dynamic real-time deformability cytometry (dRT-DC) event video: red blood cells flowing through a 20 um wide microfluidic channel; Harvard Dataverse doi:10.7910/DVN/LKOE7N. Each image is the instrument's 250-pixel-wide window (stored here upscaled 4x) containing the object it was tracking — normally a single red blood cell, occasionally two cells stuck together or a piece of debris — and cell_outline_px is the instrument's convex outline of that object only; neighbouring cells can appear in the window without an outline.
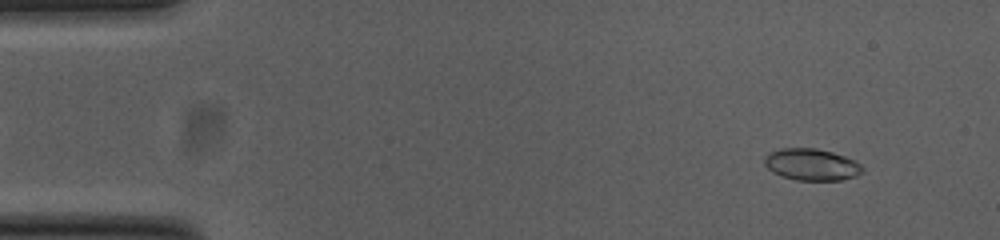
{"species": "common noctule bat (a hibernating species)", "species_latin": "Nyctalus noctula", "temperature_condition": "cold", "stored_images_in_passage": 53, "camera_frame_rate_fps": 3000, "um_per_image_px": 0.085, "animal": {"sex": "female", "body_mass_g": 23.0, "forearm_length_mm": 53.4}, "frame": {"image": 1, "passage_image": 4, "time_ms": 1.0, "image_size_px": [1000, 240], "cell_outline_px": [[864, 172], [856, 176], [840, 180], [796, 180], [780, 176], [772, 172], [764, 164], [764, 156], [768, 152], [780, 148], [816, 148], [832, 152], [856, 160], [864, 168]], "centroid_in_image_um": [68.97, 13.98], "position_along_channel_um": 16.0, "area_um2": 18.38}}
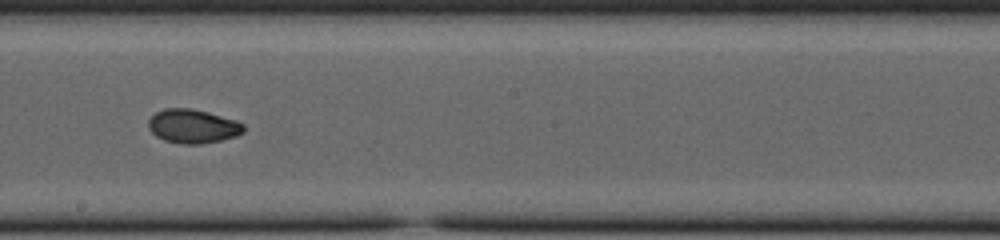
{"frame": {"image": 2, "passage_image": 29, "time_ms": 9.333, "image_size_px": [1000, 240], "cell_outline_px": [[244, 132], [236, 136], [220, 140], [200, 144], [180, 144], [164, 140], [156, 136], [148, 128], [148, 120], [156, 112], [164, 108], [188, 108], [208, 112], [236, 120], [244, 124]], "centroid_in_image_um": [16.38, 10.73], "position_along_channel_um": 231.8, "area_um2": 18.84}}
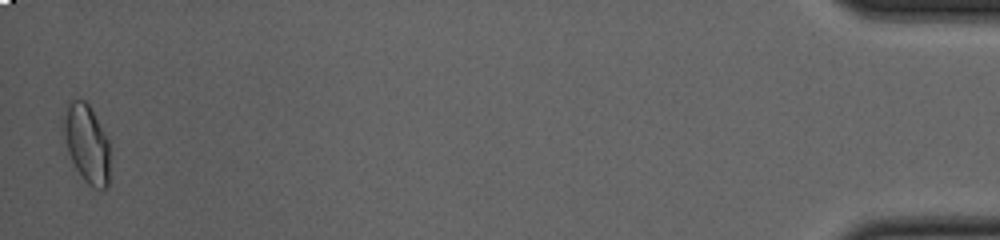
{"frame": {"image": 3, "passage_image": 52, "time_ms": 17.0, "image_size_px": [1000, 240], "cell_outline_px": [[108, 188], [92, 188], [84, 180], [76, 168], [68, 152], [64, 140], [60, 120], [68, 104], [72, 100], [84, 100], [88, 104], [108, 136]], "centroid_in_image_um": [7.34, 12.17], "position_along_channel_um": 427.9, "area_um2": 21.27}, "authors_computed_cell_mechanics": {"area_um2": 18.3804, "velocity_mm_per_s": 3.8011, "shape_relaxation_time_tau1_ms": 6.3733, "shape_relaxation_time_tau2_ms": 1.6374, "deformation_change_tau1": 0.1654, "deformation_change_tau2": 0.0473}}